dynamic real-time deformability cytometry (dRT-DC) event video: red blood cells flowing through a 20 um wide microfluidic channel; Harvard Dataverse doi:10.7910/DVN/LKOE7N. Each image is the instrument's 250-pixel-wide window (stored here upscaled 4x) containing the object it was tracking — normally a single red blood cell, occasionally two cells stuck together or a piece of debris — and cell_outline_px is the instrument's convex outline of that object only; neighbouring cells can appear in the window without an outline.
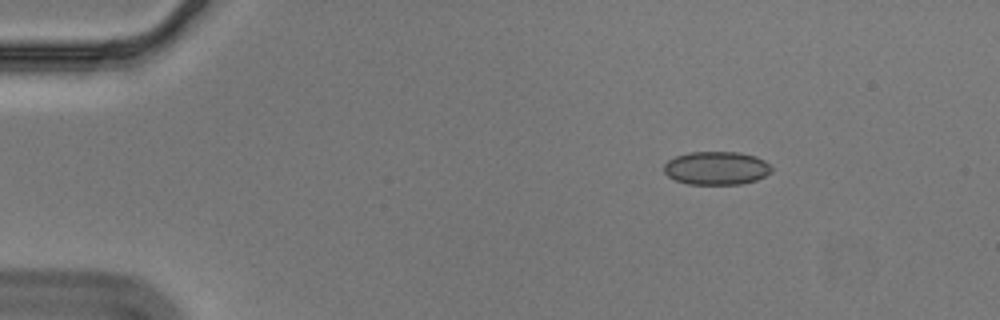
{"species": "Egyptian fruit bat (a non-hibernating species)", "species_latin": "Rousettus aegyptiacus", "temperature_condition": "cold", "stored_images_in_passage": 49, "camera_frame_rate_fps": 3000, "um_per_image_px": 0.085, "animal": {"sex": "male"}, "frame": {"image": 1, "passage_image": 1, "time_ms": 0.0, "image_size_px": [1000, 320], "cell_outline_px": [[772, 172], [756, 180], [740, 184], [688, 184], [676, 180], [668, 176], [664, 172], [664, 164], [668, 160], [676, 156], [688, 152], [736, 152], [756, 156], [764, 160], [772, 168]], "centroid_in_image_um": [60.89, 14.29], "position_along_channel_um": 24.1, "area_um2": 20.87}}
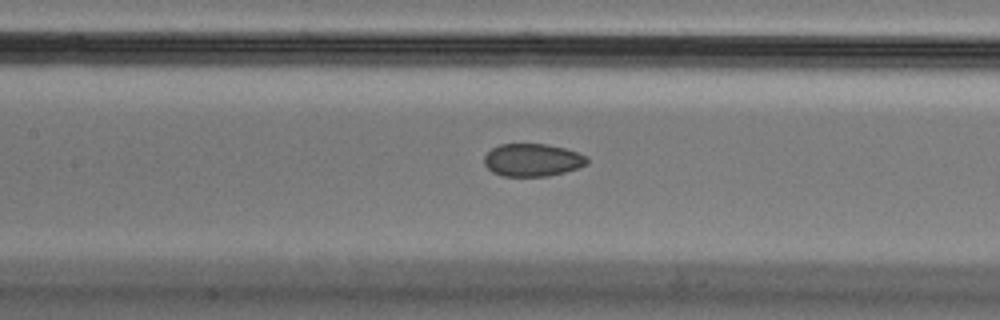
{"frame": {"image": 2, "passage_image": 19, "time_ms": 6.0, "image_size_px": [1000, 320], "cell_outline_px": [[588, 164], [564, 172], [548, 176], [500, 176], [492, 172], [484, 164], [484, 156], [492, 148], [500, 144], [544, 144], [564, 148], [576, 152], [584, 156], [588, 160]], "centroid_in_image_um": [45.22, 13.61], "position_along_channel_um": 162.2, "area_um2": 19.48}}
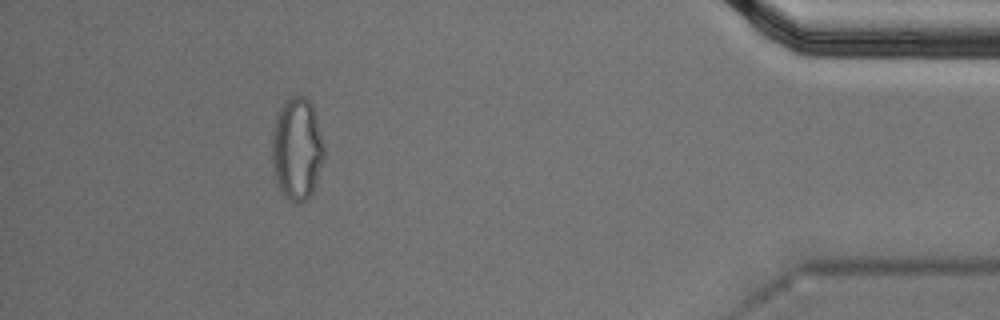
{"frame": {"image": 3, "passage_image": 44, "time_ms": 14.333, "image_size_px": [1000, 320], "cell_outline_px": [[324, 156], [312, 192], [300, 204], [296, 204], [284, 196], [276, 180], [272, 168], [272, 132], [276, 112], [284, 100], [292, 96], [304, 96], [312, 104], [316, 116], [324, 144]], "centroid_in_image_um": [25.22, 12.61], "position_along_channel_um": 410.0, "area_um2": 31.27}, "authors_computed_cell_mechanics": {"area_um2": 20.8658, "velocity_mm_per_s": 3.5652, "shape_relaxation_time_tau1_ms": null, "shape_relaxation_time_tau2_ms": 8.3329, "deformation_change_tau1": null, "deformation_change_tau2": 0.0936}}